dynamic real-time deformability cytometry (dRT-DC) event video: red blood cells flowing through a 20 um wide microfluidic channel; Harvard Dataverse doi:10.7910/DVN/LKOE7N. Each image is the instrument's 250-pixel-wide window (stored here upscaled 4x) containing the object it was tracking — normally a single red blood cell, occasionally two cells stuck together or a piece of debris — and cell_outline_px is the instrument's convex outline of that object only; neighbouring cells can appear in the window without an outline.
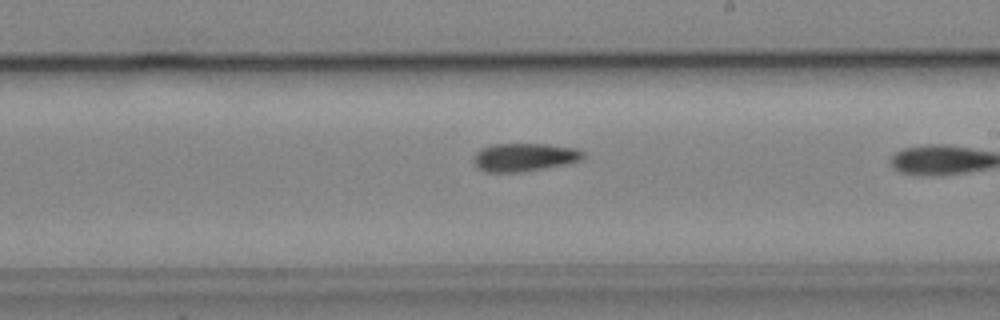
{"species": "common noctule bat (a hibernating species)", "species_latin": "Nyctalus noctula", "temperature_condition": "cold", "stored_images_in_passage": 30, "camera_frame_rate_fps": 3000, "um_per_image_px": 0.085, "animal": {"sex": "male", "body_mass_g": 19.2, "forearm_length_mm": 51.8}, "frame": {"image": 1, "passage_image": 26, "time_ms": 8.333, "image_size_px": [1000, 320], "cell_outline_px": [[584, 156], [580, 160], [568, 164], [544, 168], [516, 172], [488, 172], [476, 168], [472, 160], [476, 152], [480, 148], [492, 144], [548, 144], [572, 148], [584, 152]], "centroid_in_image_um": [44.51, 13.36], "position_along_channel_um": 244.5, "area_um2": 17.98}}